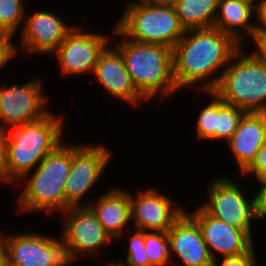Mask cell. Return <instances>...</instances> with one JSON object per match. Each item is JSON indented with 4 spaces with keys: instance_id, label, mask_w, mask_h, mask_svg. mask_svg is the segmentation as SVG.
Instances as JSON below:
<instances>
[{
    "instance_id": "37",
    "label": "cell",
    "mask_w": 266,
    "mask_h": 266,
    "mask_svg": "<svg viewBox=\"0 0 266 266\" xmlns=\"http://www.w3.org/2000/svg\"><path fill=\"white\" fill-rule=\"evenodd\" d=\"M107 266H126V265H124L121 260L119 262H115V261L109 262Z\"/></svg>"
},
{
    "instance_id": "10",
    "label": "cell",
    "mask_w": 266,
    "mask_h": 266,
    "mask_svg": "<svg viewBox=\"0 0 266 266\" xmlns=\"http://www.w3.org/2000/svg\"><path fill=\"white\" fill-rule=\"evenodd\" d=\"M0 232L6 248L7 266H68V260L60 237L33 231L21 234ZM5 237V238H4Z\"/></svg>"
},
{
    "instance_id": "23",
    "label": "cell",
    "mask_w": 266,
    "mask_h": 266,
    "mask_svg": "<svg viewBox=\"0 0 266 266\" xmlns=\"http://www.w3.org/2000/svg\"><path fill=\"white\" fill-rule=\"evenodd\" d=\"M245 113L243 109L227 104L217 96V128L215 131V140H225L228 142Z\"/></svg>"
},
{
    "instance_id": "33",
    "label": "cell",
    "mask_w": 266,
    "mask_h": 266,
    "mask_svg": "<svg viewBox=\"0 0 266 266\" xmlns=\"http://www.w3.org/2000/svg\"><path fill=\"white\" fill-rule=\"evenodd\" d=\"M255 32L253 34L266 35V0H264L258 8H256Z\"/></svg>"
},
{
    "instance_id": "15",
    "label": "cell",
    "mask_w": 266,
    "mask_h": 266,
    "mask_svg": "<svg viewBox=\"0 0 266 266\" xmlns=\"http://www.w3.org/2000/svg\"><path fill=\"white\" fill-rule=\"evenodd\" d=\"M187 213L199 225L213 260L218 259L217 256L242 255L254 247V239L246 231L210 216L200 205Z\"/></svg>"
},
{
    "instance_id": "31",
    "label": "cell",
    "mask_w": 266,
    "mask_h": 266,
    "mask_svg": "<svg viewBox=\"0 0 266 266\" xmlns=\"http://www.w3.org/2000/svg\"><path fill=\"white\" fill-rule=\"evenodd\" d=\"M260 183V187L254 192L255 208L258 220L266 219V178L256 180Z\"/></svg>"
},
{
    "instance_id": "14",
    "label": "cell",
    "mask_w": 266,
    "mask_h": 266,
    "mask_svg": "<svg viewBox=\"0 0 266 266\" xmlns=\"http://www.w3.org/2000/svg\"><path fill=\"white\" fill-rule=\"evenodd\" d=\"M75 28L61 20L55 13L49 11L30 12V15H25V21L20 33V47L15 45V52L19 49L23 54H52L54 53L68 34ZM25 52V53H24Z\"/></svg>"
},
{
    "instance_id": "30",
    "label": "cell",
    "mask_w": 266,
    "mask_h": 266,
    "mask_svg": "<svg viewBox=\"0 0 266 266\" xmlns=\"http://www.w3.org/2000/svg\"><path fill=\"white\" fill-rule=\"evenodd\" d=\"M0 183L9 184L10 186L14 183L9 179L7 171V159H6V132L0 129Z\"/></svg>"
},
{
    "instance_id": "7",
    "label": "cell",
    "mask_w": 266,
    "mask_h": 266,
    "mask_svg": "<svg viewBox=\"0 0 266 266\" xmlns=\"http://www.w3.org/2000/svg\"><path fill=\"white\" fill-rule=\"evenodd\" d=\"M207 182L208 201L200 206L212 217L246 231L252 238V220H258L255 198L246 195L242 186L231 177L223 175ZM247 196L249 198H247Z\"/></svg>"
},
{
    "instance_id": "4",
    "label": "cell",
    "mask_w": 266,
    "mask_h": 266,
    "mask_svg": "<svg viewBox=\"0 0 266 266\" xmlns=\"http://www.w3.org/2000/svg\"><path fill=\"white\" fill-rule=\"evenodd\" d=\"M64 122L63 115L59 116L51 111L40 120L5 131L7 171L14 184L31 174L64 141Z\"/></svg>"
},
{
    "instance_id": "29",
    "label": "cell",
    "mask_w": 266,
    "mask_h": 266,
    "mask_svg": "<svg viewBox=\"0 0 266 266\" xmlns=\"http://www.w3.org/2000/svg\"><path fill=\"white\" fill-rule=\"evenodd\" d=\"M14 37L0 31V69L16 57ZM13 39V40H12Z\"/></svg>"
},
{
    "instance_id": "26",
    "label": "cell",
    "mask_w": 266,
    "mask_h": 266,
    "mask_svg": "<svg viewBox=\"0 0 266 266\" xmlns=\"http://www.w3.org/2000/svg\"><path fill=\"white\" fill-rule=\"evenodd\" d=\"M134 230V233L127 235L129 250L126 255V262L123 261L122 263L126 266H151L144 247V231Z\"/></svg>"
},
{
    "instance_id": "21",
    "label": "cell",
    "mask_w": 266,
    "mask_h": 266,
    "mask_svg": "<svg viewBox=\"0 0 266 266\" xmlns=\"http://www.w3.org/2000/svg\"><path fill=\"white\" fill-rule=\"evenodd\" d=\"M219 0H178L174 6L185 30L213 27Z\"/></svg>"
},
{
    "instance_id": "18",
    "label": "cell",
    "mask_w": 266,
    "mask_h": 266,
    "mask_svg": "<svg viewBox=\"0 0 266 266\" xmlns=\"http://www.w3.org/2000/svg\"><path fill=\"white\" fill-rule=\"evenodd\" d=\"M266 142V113L246 112L227 145L242 173Z\"/></svg>"
},
{
    "instance_id": "8",
    "label": "cell",
    "mask_w": 266,
    "mask_h": 266,
    "mask_svg": "<svg viewBox=\"0 0 266 266\" xmlns=\"http://www.w3.org/2000/svg\"><path fill=\"white\" fill-rule=\"evenodd\" d=\"M111 156L105 144H72V165L64 187L65 210L90 204L87 200L83 201V197L91 192L108 164H111Z\"/></svg>"
},
{
    "instance_id": "17",
    "label": "cell",
    "mask_w": 266,
    "mask_h": 266,
    "mask_svg": "<svg viewBox=\"0 0 266 266\" xmlns=\"http://www.w3.org/2000/svg\"><path fill=\"white\" fill-rule=\"evenodd\" d=\"M167 235L172 258L177 256L184 264L182 266L214 265L199 225L186 210L167 231Z\"/></svg>"
},
{
    "instance_id": "3",
    "label": "cell",
    "mask_w": 266,
    "mask_h": 266,
    "mask_svg": "<svg viewBox=\"0 0 266 266\" xmlns=\"http://www.w3.org/2000/svg\"><path fill=\"white\" fill-rule=\"evenodd\" d=\"M71 165L72 144L63 141L37 165L32 175H25L17 183L15 188L24 185L16 198L18 212L52 215L65 211L64 187Z\"/></svg>"
},
{
    "instance_id": "24",
    "label": "cell",
    "mask_w": 266,
    "mask_h": 266,
    "mask_svg": "<svg viewBox=\"0 0 266 266\" xmlns=\"http://www.w3.org/2000/svg\"><path fill=\"white\" fill-rule=\"evenodd\" d=\"M24 0H0V31L12 37L23 28L27 9ZM21 25V26H20ZM21 27V28H20Z\"/></svg>"
},
{
    "instance_id": "35",
    "label": "cell",
    "mask_w": 266,
    "mask_h": 266,
    "mask_svg": "<svg viewBox=\"0 0 266 266\" xmlns=\"http://www.w3.org/2000/svg\"><path fill=\"white\" fill-rule=\"evenodd\" d=\"M0 266H7L6 248L1 238H0Z\"/></svg>"
},
{
    "instance_id": "16",
    "label": "cell",
    "mask_w": 266,
    "mask_h": 266,
    "mask_svg": "<svg viewBox=\"0 0 266 266\" xmlns=\"http://www.w3.org/2000/svg\"><path fill=\"white\" fill-rule=\"evenodd\" d=\"M111 45L109 43L99 55L93 77H96L99 85L101 84L102 88L113 98L137 107L141 102H148L133 85L122 55Z\"/></svg>"
},
{
    "instance_id": "6",
    "label": "cell",
    "mask_w": 266,
    "mask_h": 266,
    "mask_svg": "<svg viewBox=\"0 0 266 266\" xmlns=\"http://www.w3.org/2000/svg\"><path fill=\"white\" fill-rule=\"evenodd\" d=\"M115 27L130 40L139 43L162 44L173 48L183 37L174 7L156 6L130 0Z\"/></svg>"
},
{
    "instance_id": "13",
    "label": "cell",
    "mask_w": 266,
    "mask_h": 266,
    "mask_svg": "<svg viewBox=\"0 0 266 266\" xmlns=\"http://www.w3.org/2000/svg\"><path fill=\"white\" fill-rule=\"evenodd\" d=\"M138 192L136 196L130 193L131 223L134 229L167 232L186 210L182 204L178 205L177 201L162 194L157 187H148Z\"/></svg>"
},
{
    "instance_id": "32",
    "label": "cell",
    "mask_w": 266,
    "mask_h": 266,
    "mask_svg": "<svg viewBox=\"0 0 266 266\" xmlns=\"http://www.w3.org/2000/svg\"><path fill=\"white\" fill-rule=\"evenodd\" d=\"M255 43V49L250 54L259 62L266 66V35L253 34L251 38Z\"/></svg>"
},
{
    "instance_id": "27",
    "label": "cell",
    "mask_w": 266,
    "mask_h": 266,
    "mask_svg": "<svg viewBox=\"0 0 266 266\" xmlns=\"http://www.w3.org/2000/svg\"><path fill=\"white\" fill-rule=\"evenodd\" d=\"M242 175L254 176L256 180L266 178V142L258 150L251 164L242 172Z\"/></svg>"
},
{
    "instance_id": "5",
    "label": "cell",
    "mask_w": 266,
    "mask_h": 266,
    "mask_svg": "<svg viewBox=\"0 0 266 266\" xmlns=\"http://www.w3.org/2000/svg\"><path fill=\"white\" fill-rule=\"evenodd\" d=\"M243 49L233 55L213 92L245 112L266 113V66Z\"/></svg>"
},
{
    "instance_id": "2",
    "label": "cell",
    "mask_w": 266,
    "mask_h": 266,
    "mask_svg": "<svg viewBox=\"0 0 266 266\" xmlns=\"http://www.w3.org/2000/svg\"><path fill=\"white\" fill-rule=\"evenodd\" d=\"M111 31L113 36L122 38L112 46L122 55L133 85L147 101L154 100L158 95L162 101L179 92L173 74V48L135 42L126 38L115 26Z\"/></svg>"
},
{
    "instance_id": "34",
    "label": "cell",
    "mask_w": 266,
    "mask_h": 266,
    "mask_svg": "<svg viewBox=\"0 0 266 266\" xmlns=\"http://www.w3.org/2000/svg\"><path fill=\"white\" fill-rule=\"evenodd\" d=\"M178 0H141L143 3L156 6H169L174 7Z\"/></svg>"
},
{
    "instance_id": "19",
    "label": "cell",
    "mask_w": 266,
    "mask_h": 266,
    "mask_svg": "<svg viewBox=\"0 0 266 266\" xmlns=\"http://www.w3.org/2000/svg\"><path fill=\"white\" fill-rule=\"evenodd\" d=\"M89 202L88 207L113 240L125 235L124 228L131 229L128 227L131 223L130 191L117 186L108 192L106 190L98 200L90 199Z\"/></svg>"
},
{
    "instance_id": "25",
    "label": "cell",
    "mask_w": 266,
    "mask_h": 266,
    "mask_svg": "<svg viewBox=\"0 0 266 266\" xmlns=\"http://www.w3.org/2000/svg\"><path fill=\"white\" fill-rule=\"evenodd\" d=\"M204 93L211 96V102L201 110L195 125V132L200 142L214 141L217 128V95L213 91H204Z\"/></svg>"
},
{
    "instance_id": "20",
    "label": "cell",
    "mask_w": 266,
    "mask_h": 266,
    "mask_svg": "<svg viewBox=\"0 0 266 266\" xmlns=\"http://www.w3.org/2000/svg\"><path fill=\"white\" fill-rule=\"evenodd\" d=\"M256 9L241 0H219L213 27L230 35L241 46L255 32ZM248 35V36H246Z\"/></svg>"
},
{
    "instance_id": "28",
    "label": "cell",
    "mask_w": 266,
    "mask_h": 266,
    "mask_svg": "<svg viewBox=\"0 0 266 266\" xmlns=\"http://www.w3.org/2000/svg\"><path fill=\"white\" fill-rule=\"evenodd\" d=\"M220 266H257V259L254 247L247 253L238 256L222 257ZM217 259L213 266H218ZM218 264V265H217Z\"/></svg>"
},
{
    "instance_id": "9",
    "label": "cell",
    "mask_w": 266,
    "mask_h": 266,
    "mask_svg": "<svg viewBox=\"0 0 266 266\" xmlns=\"http://www.w3.org/2000/svg\"><path fill=\"white\" fill-rule=\"evenodd\" d=\"M60 214H63L60 238L68 263L74 262L79 254L95 256L96 251L114 241L88 206L70 207Z\"/></svg>"
},
{
    "instance_id": "11",
    "label": "cell",
    "mask_w": 266,
    "mask_h": 266,
    "mask_svg": "<svg viewBox=\"0 0 266 266\" xmlns=\"http://www.w3.org/2000/svg\"><path fill=\"white\" fill-rule=\"evenodd\" d=\"M42 82L37 78L19 86L7 83L0 86L1 130L40 120L50 112L45 106L49 99L42 91Z\"/></svg>"
},
{
    "instance_id": "22",
    "label": "cell",
    "mask_w": 266,
    "mask_h": 266,
    "mask_svg": "<svg viewBox=\"0 0 266 266\" xmlns=\"http://www.w3.org/2000/svg\"><path fill=\"white\" fill-rule=\"evenodd\" d=\"M144 247L151 266L175 264L167 232L144 231Z\"/></svg>"
},
{
    "instance_id": "36",
    "label": "cell",
    "mask_w": 266,
    "mask_h": 266,
    "mask_svg": "<svg viewBox=\"0 0 266 266\" xmlns=\"http://www.w3.org/2000/svg\"><path fill=\"white\" fill-rule=\"evenodd\" d=\"M243 2H246L248 4H250L252 7H254L255 9L259 7V5L264 1V0H241ZM258 1V2H257ZM257 2V3H256ZM256 3V4H255Z\"/></svg>"
},
{
    "instance_id": "1",
    "label": "cell",
    "mask_w": 266,
    "mask_h": 266,
    "mask_svg": "<svg viewBox=\"0 0 266 266\" xmlns=\"http://www.w3.org/2000/svg\"><path fill=\"white\" fill-rule=\"evenodd\" d=\"M241 47L215 27L185 30L173 47V74L178 90L184 87L213 91L222 71Z\"/></svg>"
},
{
    "instance_id": "12",
    "label": "cell",
    "mask_w": 266,
    "mask_h": 266,
    "mask_svg": "<svg viewBox=\"0 0 266 266\" xmlns=\"http://www.w3.org/2000/svg\"><path fill=\"white\" fill-rule=\"evenodd\" d=\"M84 31L83 28L75 26L53 53L60 64L61 75L93 73L99 55L108 43H112L107 34Z\"/></svg>"
}]
</instances>
